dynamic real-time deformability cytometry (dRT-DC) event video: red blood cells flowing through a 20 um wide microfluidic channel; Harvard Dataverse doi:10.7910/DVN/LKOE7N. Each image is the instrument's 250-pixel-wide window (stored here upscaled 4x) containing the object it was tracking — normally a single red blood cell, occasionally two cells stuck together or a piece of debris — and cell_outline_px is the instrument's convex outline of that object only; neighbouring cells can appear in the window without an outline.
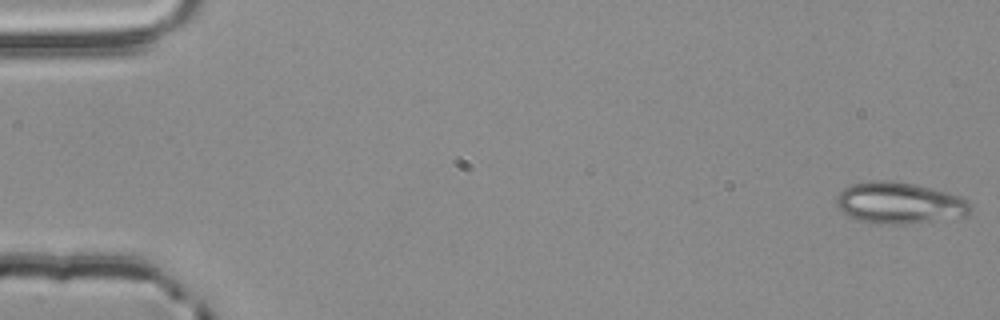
{"species": "common noctule bat (a hibernating species)", "species_latin": "Nyctalus noctula", "temperature_condition": "room temperature", "stored_images_in_passage": 4, "camera_frame_rate_fps": 3000, "um_per_image_px": 0.085, "animal": {"sex": "male", "body_mass_g": 20.4}, "frame": {"image": 1, "passage_image": 1, "time_ms": 0.0, "image_size_px": [1000, 320], "cell_outline_px": [[972, 208], [964, 216], [936, 220], [904, 224], [872, 224], [848, 216], [836, 204], [836, 200], [840, 192], [844, 188], [852, 184], [872, 180], [892, 180], [916, 184], [960, 196]], "centroid_in_image_um": [76.41, 17.25], "position_along_channel_um": 8.6, "area_um2": 32.14}}